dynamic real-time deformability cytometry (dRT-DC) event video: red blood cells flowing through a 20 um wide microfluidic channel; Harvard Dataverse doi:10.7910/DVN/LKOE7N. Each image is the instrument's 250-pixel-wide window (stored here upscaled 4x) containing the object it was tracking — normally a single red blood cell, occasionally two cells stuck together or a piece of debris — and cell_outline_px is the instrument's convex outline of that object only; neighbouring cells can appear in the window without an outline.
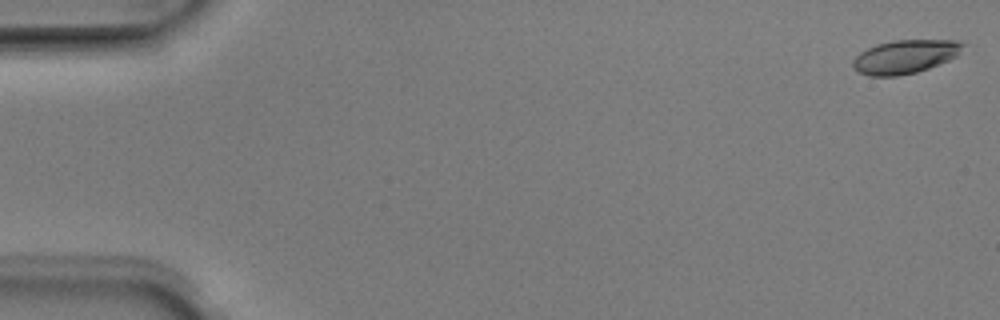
{"species": "Egyptian fruit bat (a non-hibernating species)", "species_latin": "Rousettus aegyptiacus", "temperature_condition": "room temperature", "stored_images_in_passage": 5, "camera_frame_rate_fps": 3000, "um_per_image_px": 0.085, "animal": {"sex": "male"}, "frame": {"image": 1, "passage_image": 1, "time_ms": 0.0, "image_size_px": [1000, 320], "cell_outline_px": [[968, 44], [956, 56], [940, 64], [916, 72], [896, 76], [868, 76], [852, 68], [852, 60], [860, 52], [876, 44], [892, 40], [956, 40]], "centroid_in_image_um": [76.94, 4.81], "position_along_channel_um": 8.1, "area_um2": 21.68}}
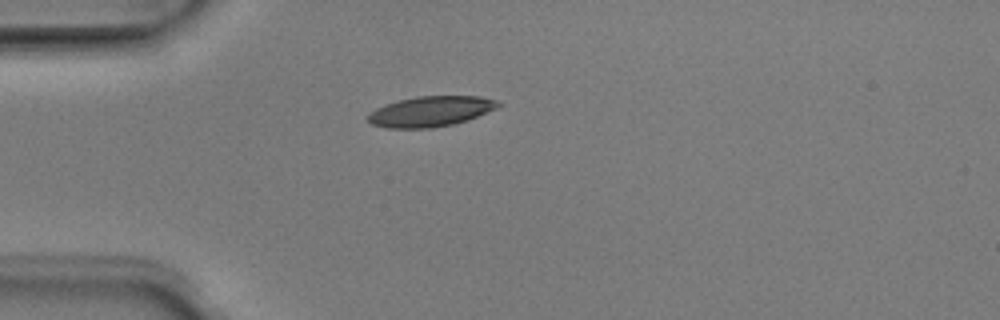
{"frame": {"image": 2, "passage_image": 5, "time_ms": 1.333, "image_size_px": [1000, 320], "cell_outline_px": [[500, 104], [496, 108], [468, 120], [452, 124], [432, 128], [388, 128], [372, 124], [368, 120], [368, 116], [376, 108], [384, 104], [416, 96], [480, 96], [496, 100]], "centroid_in_image_um": [36.6, 9.47], "position_along_channel_um": 48.4, "area_um2": 22.83}}